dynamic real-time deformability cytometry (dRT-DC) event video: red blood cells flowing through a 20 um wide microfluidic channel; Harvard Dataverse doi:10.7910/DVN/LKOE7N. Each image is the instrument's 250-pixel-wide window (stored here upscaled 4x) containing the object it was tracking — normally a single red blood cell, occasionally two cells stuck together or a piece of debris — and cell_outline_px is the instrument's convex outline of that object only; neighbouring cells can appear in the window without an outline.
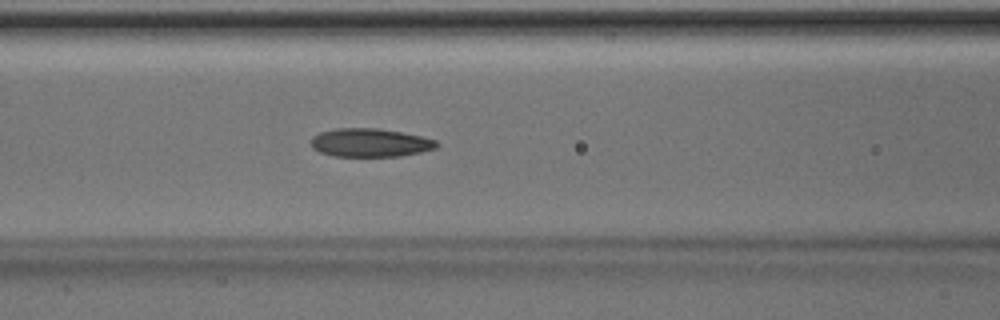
{"species": "Egyptian fruit bat (a non-hibernating species)", "species_latin": "Rousettus aegyptiacus", "temperature_condition": "room temperature", "stored_images_in_passage": 48, "camera_frame_rate_fps": 3000, "um_per_image_px": 0.085, "animal": {"sex": "male"}, "frame": {"image": 1, "passage_image": 21, "time_ms": 6.667, "image_size_px": [1000, 320], "cell_outline_px": [[440, 144], [436, 148], [420, 152], [400, 156], [332, 156], [320, 152], [312, 148], [312, 136], [320, 132], [336, 128], [376, 128], [400, 132], [420, 136], [436, 140]], "centroid_in_image_um": [31.45, 12.13], "position_along_channel_um": 135.2, "area_um2": 20.75}}
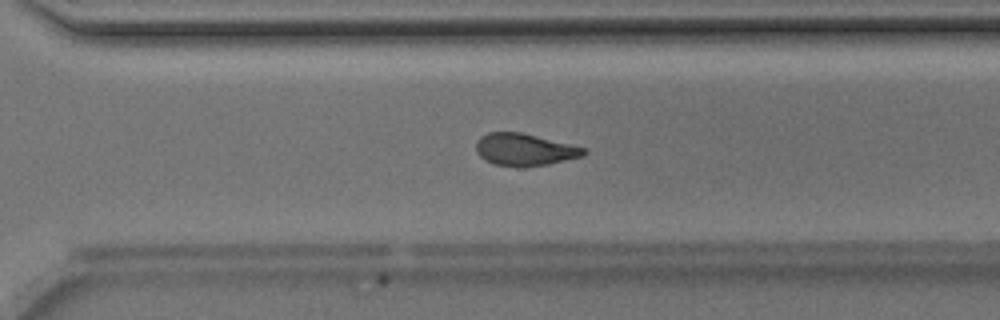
{"frame": {"image": 2, "passage_image": 35, "time_ms": 11.333, "image_size_px": [1000, 320], "cell_outline_px": [[588, 152], [584, 156], [548, 164], [524, 168], [492, 164], [484, 160], [476, 152], [476, 140], [480, 136], [488, 132], [520, 132], [588, 148]], "centroid_in_image_um": [44.59, 12.73], "position_along_channel_um": 326.0, "area_um2": 20.58}}
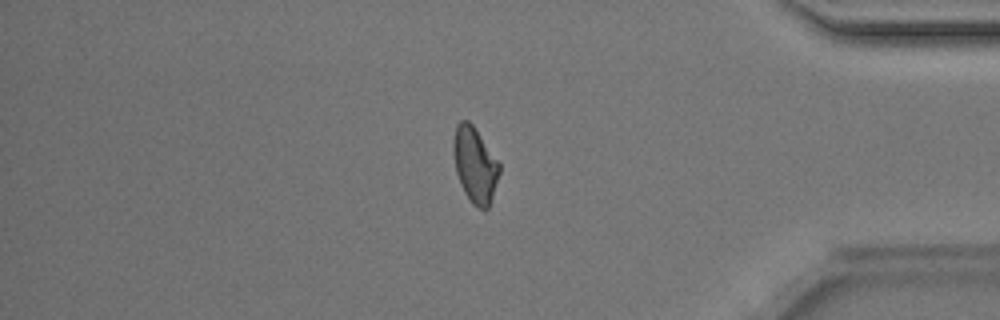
{"frame": {"image": 3, "passage_image": 42, "time_ms": 13.667, "image_size_px": [1000, 320], "cell_outline_px": [[500, 172], [492, 200], [488, 208], [484, 212], [476, 208], [472, 204], [464, 192], [460, 184], [456, 172], [452, 152], [452, 140], [456, 124], [460, 120], [468, 120], [472, 124], [500, 164]], "centroid_in_image_um": [40.35, 14.05], "position_along_channel_um": 394.9, "area_um2": 20.58}, "authors_computed_cell_mechanics": {"area_um2": 20.8369, "velocity_mm_per_s": 4.1078, "shape_relaxation_time_tau1_ms": 5.529, "shape_relaxation_time_tau2_ms": 2.4153, "deformation_change_tau1": 0.153, "deformation_change_tau2": 0.0933}}